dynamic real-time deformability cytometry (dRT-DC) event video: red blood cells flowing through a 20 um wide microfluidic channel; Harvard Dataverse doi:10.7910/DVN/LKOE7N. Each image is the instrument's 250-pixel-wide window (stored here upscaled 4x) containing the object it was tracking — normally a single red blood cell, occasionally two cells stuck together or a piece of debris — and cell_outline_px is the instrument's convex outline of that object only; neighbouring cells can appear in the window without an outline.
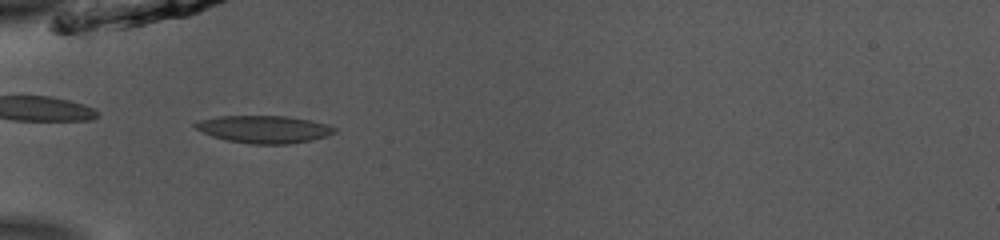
{"species": "common noctule bat (a hibernating species)", "species_latin": "Nyctalus noctula", "temperature_condition": "room temperature", "stored_images_in_passage": 28, "camera_frame_rate_fps": 3000, "um_per_image_px": 0.085, "animal": {"sex": "male", "body_mass_g": 13.0, "forearm_length_mm": 53.1}, "frame": {"image": 1, "passage_image": 1, "time_ms": 0.0, "image_size_px": [1000, 240], "cell_outline_px": [[336, 132], [312, 140], [288, 144], [252, 144], [228, 140], [212, 136], [196, 128], [192, 124], [200, 120], [220, 116], [288, 116], [328, 124], [336, 128]], "centroid_in_image_um": [22.46, 10.98], "position_along_channel_um": 62.5, "area_um2": 22.08}, "authors_computed_cell_mechanics": {"area_um2": 20.1144, "velocity_mm_per_s": 3.8812, "shape_relaxation_time_tau1_ms": 5.5811, "shape_relaxation_time_tau2_ms": 1.2595, "deformation_change_tau1": 0.1518, "deformation_change_tau2": 0.0664}}